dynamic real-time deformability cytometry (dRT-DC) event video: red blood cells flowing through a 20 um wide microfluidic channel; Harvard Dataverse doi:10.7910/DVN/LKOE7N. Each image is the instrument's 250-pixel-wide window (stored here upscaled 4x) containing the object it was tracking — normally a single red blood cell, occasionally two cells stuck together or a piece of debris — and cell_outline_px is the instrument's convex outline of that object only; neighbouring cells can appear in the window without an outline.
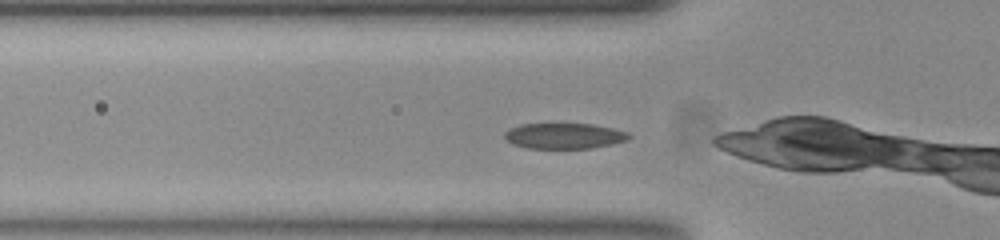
{"species": "common noctule bat (a hibernating species)", "species_latin": "Nyctalus noctula", "temperature_condition": "room temperature", "stored_images_in_passage": 16, "camera_frame_rate_fps": 3000, "um_per_image_px": 0.085, "animal": {"sex": "female", "body_mass_g": 23.0, "forearm_length_mm": 53.4}, "frame": {"image": 1, "passage_image": 5, "time_ms": 1.333, "image_size_px": [1000, 240], "cell_outline_px": [[632, 136], [628, 140], [612, 144], [592, 148], [528, 148], [512, 144], [504, 136], [504, 132], [508, 128], [520, 124], [592, 124], [612, 128], [628, 132]], "centroid_in_image_um": [47.96, 11.55], "position_along_channel_um": 77.8, "area_um2": 18.61}}